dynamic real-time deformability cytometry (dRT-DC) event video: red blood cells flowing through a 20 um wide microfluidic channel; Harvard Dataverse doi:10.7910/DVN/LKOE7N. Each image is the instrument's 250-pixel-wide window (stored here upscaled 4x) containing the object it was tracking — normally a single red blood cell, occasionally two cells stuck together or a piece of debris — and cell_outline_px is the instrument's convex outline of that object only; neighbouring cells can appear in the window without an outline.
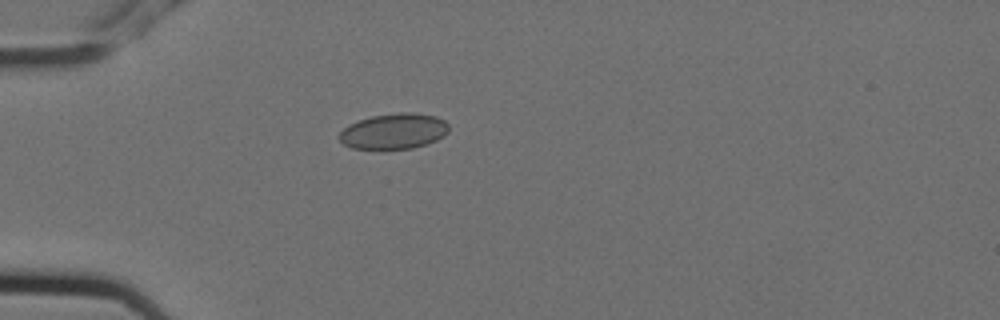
{"species": "Egyptian fruit bat (a non-hibernating species)", "species_latin": "Rousettus aegyptiacus", "temperature_condition": "cold", "stored_images_in_passage": 2, "camera_frame_rate_fps": 3000, "um_per_image_px": 0.085, "animal": {"sex": "female"}, "frame": {"image": 1, "passage_image": 2, "time_ms": 0.333, "image_size_px": [1000, 320], "cell_outline_px": [[448, 132], [444, 136], [428, 144], [412, 148], [384, 152], [352, 148], [344, 144], [340, 140], [340, 132], [348, 124], [372, 116], [400, 112], [412, 112], [436, 116], [444, 120], [448, 124]], "centroid_in_image_um": [33.47, 11.2], "position_along_channel_um": 51.5, "area_um2": 23.41}}